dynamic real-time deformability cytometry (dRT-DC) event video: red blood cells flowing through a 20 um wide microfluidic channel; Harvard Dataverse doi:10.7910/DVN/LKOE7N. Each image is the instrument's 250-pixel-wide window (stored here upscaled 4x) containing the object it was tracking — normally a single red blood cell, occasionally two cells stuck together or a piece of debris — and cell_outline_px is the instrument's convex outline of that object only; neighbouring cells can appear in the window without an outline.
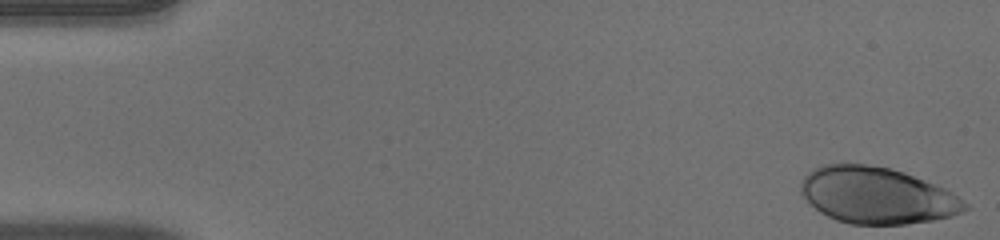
{"species": "human", "species_latin": "Homo sapiens", "temperature_condition": "warm", "stored_images_in_passage": 50, "camera_frame_rate_fps": 3000, "um_per_image_px": 0.085, "donor": {"sex": "male"}, "frame": {"image": 1, "passage_image": 1, "time_ms": 0.0, "image_size_px": [1000, 240], "cell_outline_px": [[968, 208], [952, 216], [932, 220], [904, 224], [848, 224], [836, 220], [820, 212], [800, 192], [800, 184], [804, 176], [812, 168], [820, 164], [864, 164], [888, 168], [904, 172], [944, 188], [952, 192], [968, 204]], "centroid_in_image_um": [74.51, 16.61], "position_along_channel_um": 10.5, "area_um2": 53.75}}
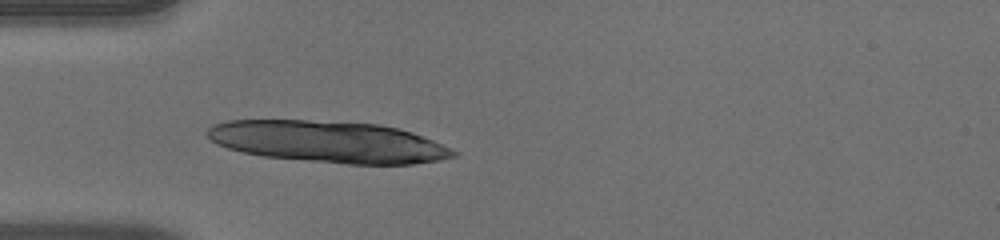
{"frame": {"image": 2, "passage_image": 15, "time_ms": 4.667, "image_size_px": [1000, 240], "cell_outline_px": [[460, 152], [456, 156], [440, 160], [412, 164], [348, 164], [264, 156], [244, 152], [228, 148], [216, 144], [204, 132], [212, 124], [228, 120], [308, 120], [380, 124], [412, 132], [432, 140]], "centroid_in_image_um": [27.9, 12.05], "position_along_channel_um": 57.1, "area_um2": 59.53}}